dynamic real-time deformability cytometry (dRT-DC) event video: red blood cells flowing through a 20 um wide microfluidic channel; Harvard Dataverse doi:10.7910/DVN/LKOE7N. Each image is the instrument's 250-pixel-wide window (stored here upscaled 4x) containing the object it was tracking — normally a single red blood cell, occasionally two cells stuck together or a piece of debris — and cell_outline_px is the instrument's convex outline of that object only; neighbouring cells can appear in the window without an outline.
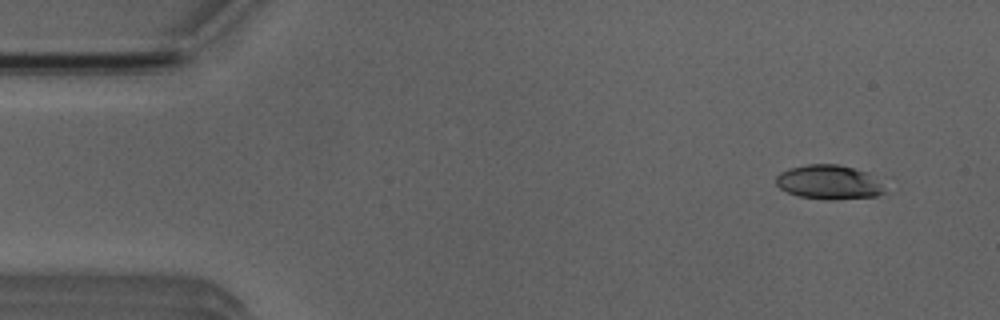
{"species": "Egyptian fruit bat (a non-hibernating species)", "species_latin": "Rousettus aegyptiacus", "temperature_condition": "room temperature", "stored_images_in_passage": 3, "camera_frame_rate_fps": 3000, "um_per_image_px": 0.085, "animal": {"sex": "male"}, "frame": {"image": 1, "passage_image": 1, "time_ms": 0.0, "image_size_px": [1000, 320], "cell_outline_px": [[884, 192], [876, 196], [832, 200], [824, 200], [800, 196], [788, 192], [780, 188], [776, 184], [776, 176], [780, 172], [788, 168], [808, 164], [840, 164], [868, 172], [884, 180]], "centroid_in_image_um": [70.51, 15.47], "position_along_channel_um": 14.5, "area_um2": 22.14}}